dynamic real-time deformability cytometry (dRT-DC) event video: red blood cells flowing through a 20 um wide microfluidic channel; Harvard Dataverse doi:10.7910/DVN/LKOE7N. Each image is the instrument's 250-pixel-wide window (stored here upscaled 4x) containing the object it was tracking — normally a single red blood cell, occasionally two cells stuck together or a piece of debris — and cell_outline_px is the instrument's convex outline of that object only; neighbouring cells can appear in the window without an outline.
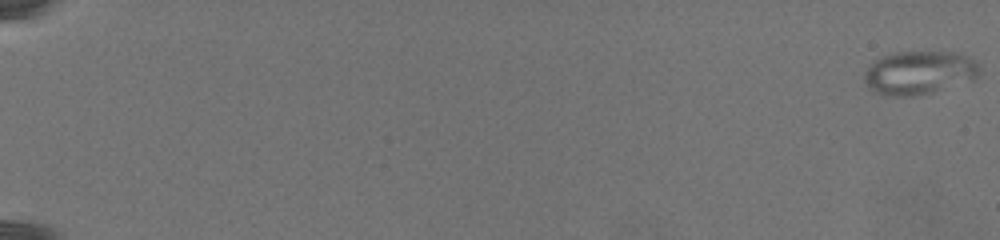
{"species": "common noctule bat (a hibernating species)", "species_latin": "Nyctalus noctula", "temperature_condition": "warm", "stored_images_in_passage": 19, "camera_frame_rate_fps": 3000, "um_per_image_px": 0.085, "animal": {"sex": "female", "body_mass_g": 19.5, "forearm_length_mm": 54.1}, "frame": {"image": 1, "passage_image": 1, "time_ms": 0.0, "image_size_px": [1000, 240], "cell_outline_px": [[980, 72], [972, 80], [932, 92], [912, 96], [884, 96], [872, 92], [868, 88], [864, 80], [864, 72], [880, 56], [892, 52], [952, 52], [964, 56], [972, 60], [980, 68]], "centroid_in_image_um": [78.06, 6.19], "position_along_channel_um": 6.9, "area_um2": 29.07}}